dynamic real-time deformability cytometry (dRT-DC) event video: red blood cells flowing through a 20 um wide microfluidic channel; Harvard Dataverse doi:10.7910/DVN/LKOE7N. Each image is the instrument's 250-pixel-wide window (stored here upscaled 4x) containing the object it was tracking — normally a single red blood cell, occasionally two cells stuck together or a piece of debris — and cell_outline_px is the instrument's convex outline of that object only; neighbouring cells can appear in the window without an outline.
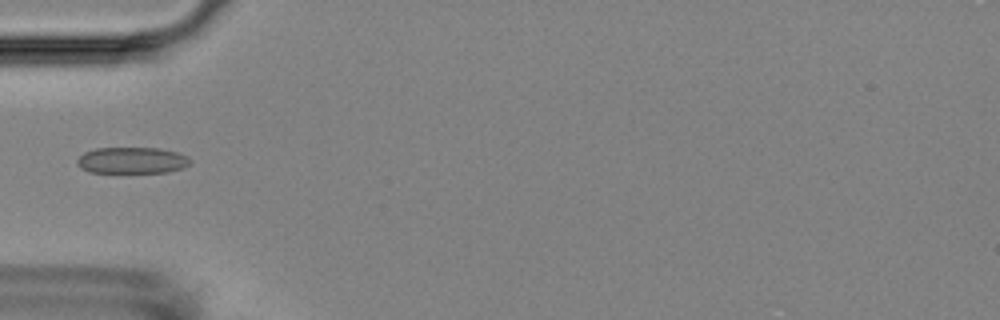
{"species": "Egyptian fruit bat (a non-hibernating species)", "species_latin": "Rousettus aegyptiacus", "temperature_condition": "room temperature", "stored_images_in_passage": 5, "camera_frame_rate_fps": 3000, "um_per_image_px": 0.085, "animal": {"sex": "female"}, "frame": {"image": 1, "passage_image": 5, "time_ms": 4.333, "image_size_px": [1000, 320], "cell_outline_px": [[192, 160], [184, 168], [168, 172], [88, 172], [80, 168], [76, 164], [76, 160], [84, 152], [96, 148], [160, 148], [176, 152], [188, 156]], "centroid_in_image_um": [11.21, 13.63], "position_along_channel_um": 73.8, "area_um2": 17.46}}